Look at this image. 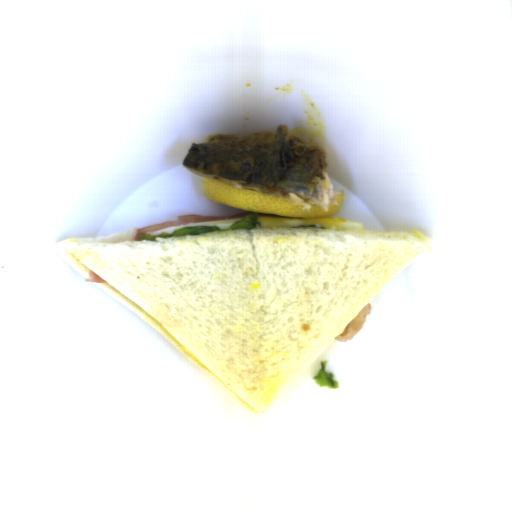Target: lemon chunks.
Listing matches in <instances>:
<instances>
[{
  "instance_id": "e0be4373",
  "label": "lemon chunks",
  "mask_w": 512,
  "mask_h": 512,
  "mask_svg": "<svg viewBox=\"0 0 512 512\" xmlns=\"http://www.w3.org/2000/svg\"><path fill=\"white\" fill-rule=\"evenodd\" d=\"M202 179V191L206 198L212 202L228 205L239 210L261 212L282 217L317 219L332 217L340 212L343 204L345 191L334 192L335 199L328 212L318 206L306 209L300 204H292L274 194L245 188H234L217 180L208 178Z\"/></svg>"
}]
</instances>
